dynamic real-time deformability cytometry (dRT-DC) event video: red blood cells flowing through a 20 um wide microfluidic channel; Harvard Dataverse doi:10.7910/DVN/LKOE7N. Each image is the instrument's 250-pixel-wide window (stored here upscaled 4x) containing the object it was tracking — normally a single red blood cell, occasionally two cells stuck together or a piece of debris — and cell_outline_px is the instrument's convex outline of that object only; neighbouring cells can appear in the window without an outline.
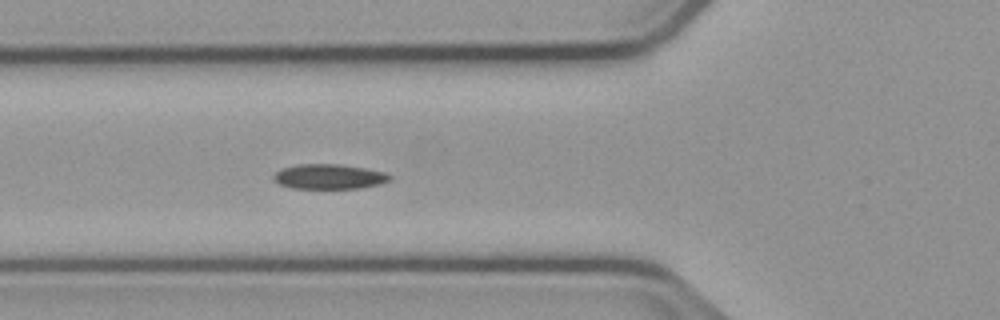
{"species": "common noctule bat (a hibernating species)", "species_latin": "Nyctalus noctula", "temperature_condition": "cold", "stored_images_in_passage": 44, "camera_frame_rate_fps": 3000, "um_per_image_px": 0.085, "animal": {"sex": "male", "body_mass_g": 23.1, "forearm_length_mm": 52.7}, "frame": {"image": 1, "passage_image": 8, "time_ms": 2.333, "image_size_px": [1000, 320], "cell_outline_px": [[392, 180], [380, 184], [360, 188], [292, 188], [280, 184], [272, 180], [272, 176], [280, 168], [300, 164], [340, 164], [368, 168], [384, 172], [392, 176]], "centroid_in_image_um": [27.98, 15.0], "position_along_channel_um": 97.8, "area_um2": 17.05}}
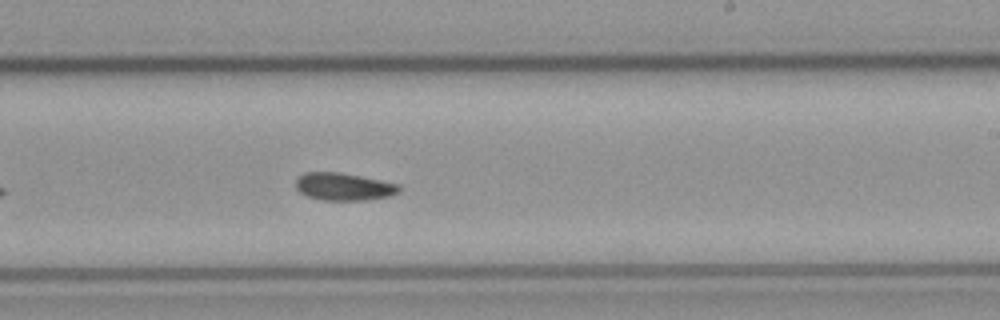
{"frame": {"image": 2, "passage_image": 21, "time_ms": 6.667, "image_size_px": [1000, 320], "cell_outline_px": [[400, 192], [388, 196], [364, 200], [324, 200], [308, 196], [300, 192], [296, 188], [296, 176], [304, 172], [340, 172], [400, 184]], "centroid_in_image_um": [29.2, 15.85], "position_along_channel_um": 259.8, "area_um2": 16.59}}
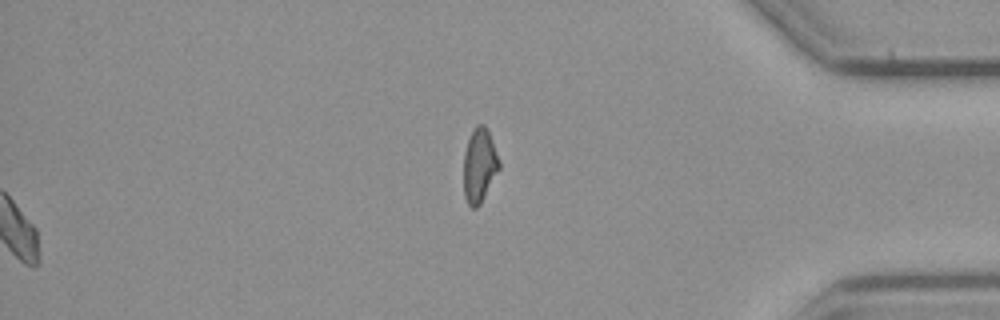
{"frame": {"image": 3, "passage_image": 44, "time_ms": 14.333, "image_size_px": [1000, 320], "cell_outline_px": [[500, 168], [480, 204], [476, 208], [472, 208], [468, 204], [464, 196], [464, 152], [472, 128], [476, 124], [484, 124], [492, 140], [500, 164]], "centroid_in_image_um": [40.74, 14.05], "position_along_channel_um": 394.5, "area_um2": 15.26}, "authors_computed_cell_mechanics": {"area_um2": 16.3285, "velocity_mm_per_s": 3.7337, "shape_relaxation_time_tau1_ms": 6.0978, "shape_relaxation_time_tau2_ms": null, "deformation_change_tau1": 0.0915, "deformation_change_tau2": null}}